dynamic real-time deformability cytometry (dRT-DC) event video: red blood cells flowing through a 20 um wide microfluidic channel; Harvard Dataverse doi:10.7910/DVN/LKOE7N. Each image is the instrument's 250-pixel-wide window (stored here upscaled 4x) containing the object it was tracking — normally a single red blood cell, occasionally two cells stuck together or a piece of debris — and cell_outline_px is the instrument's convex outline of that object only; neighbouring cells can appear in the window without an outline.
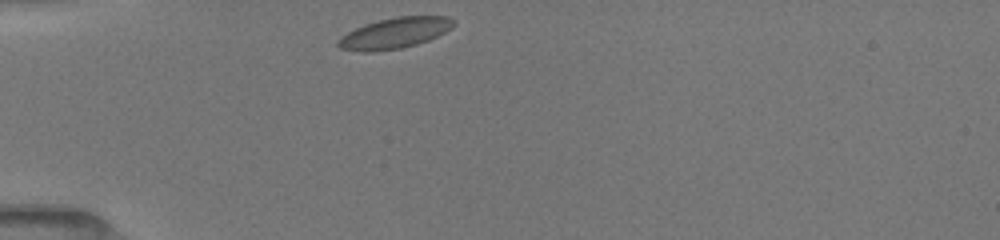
{"species": "common noctule bat (a hibernating species)", "species_latin": "Nyctalus noctula", "temperature_condition": "room temperature", "stored_images_in_passage": 28, "camera_frame_rate_fps": 3000, "um_per_image_px": 0.085, "animal": {"sex": "female", "body_mass_g": 19.5, "forearm_length_mm": 54.1}, "frame": {"image": 1, "passage_image": 1, "time_ms": 0.0, "image_size_px": [1000, 240], "cell_outline_px": [[456, 24], [452, 28], [428, 40], [416, 44], [400, 48], [372, 52], [360, 52], [340, 48], [336, 44], [336, 40], [340, 36], [364, 24], [396, 16], [448, 16], [456, 20]], "centroid_in_image_um": [33.54, 2.81], "position_along_channel_um": 51.5, "area_um2": 20.81}}
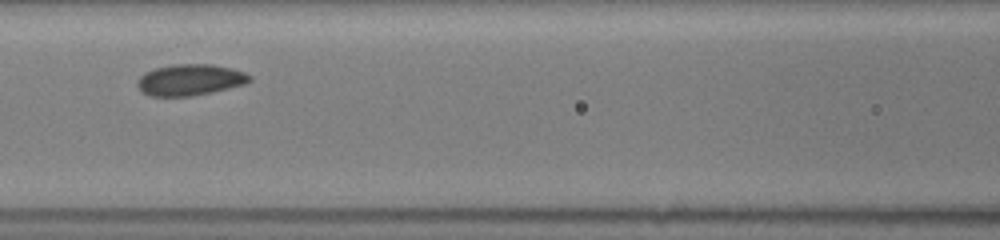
{"frame": {"image": 2, "passage_image": 11, "time_ms": 3.0, "image_size_px": [1000, 240], "cell_outline_px": [[252, 80], [244, 84], [212, 92], [192, 96], [152, 96], [144, 92], [136, 84], [140, 76], [144, 72], [156, 68], [176, 64], [212, 64], [232, 68], [244, 72], [252, 76]], "centroid_in_image_um": [16.18, 6.78], "position_along_channel_um": 150.4, "area_um2": 20.35}}
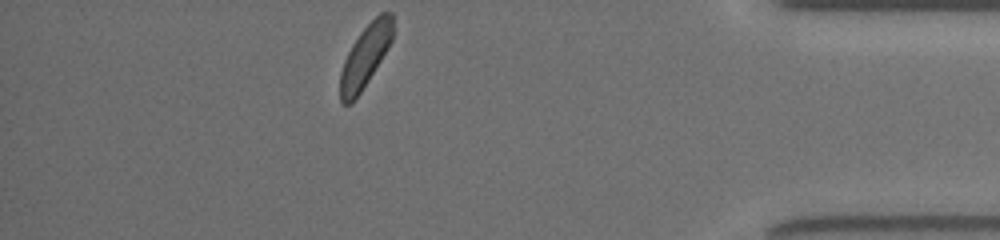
{"frame": {"image": 3, "passage_image": 28, "time_ms": 10.333, "image_size_px": [1000, 240], "cell_outline_px": [[392, 40], [388, 48], [368, 80], [352, 104], [344, 104], [340, 100], [340, 72], [344, 60], [352, 44], [360, 32], [380, 12], [392, 12]], "centroid_in_image_um": [31.03, 4.79], "position_along_channel_um": 404.2, "area_um2": 18.79}, "authors_computed_cell_mechanics": {"area_um2": 20.1144, "velocity_mm_per_s": 3.9428, "shape_relaxation_time_tau1_ms": 1.3371, "shape_relaxation_time_tau2_ms": 6.6377, "deformation_change_tau1": 0.0567, "deformation_change_tau2": 0.0948}}